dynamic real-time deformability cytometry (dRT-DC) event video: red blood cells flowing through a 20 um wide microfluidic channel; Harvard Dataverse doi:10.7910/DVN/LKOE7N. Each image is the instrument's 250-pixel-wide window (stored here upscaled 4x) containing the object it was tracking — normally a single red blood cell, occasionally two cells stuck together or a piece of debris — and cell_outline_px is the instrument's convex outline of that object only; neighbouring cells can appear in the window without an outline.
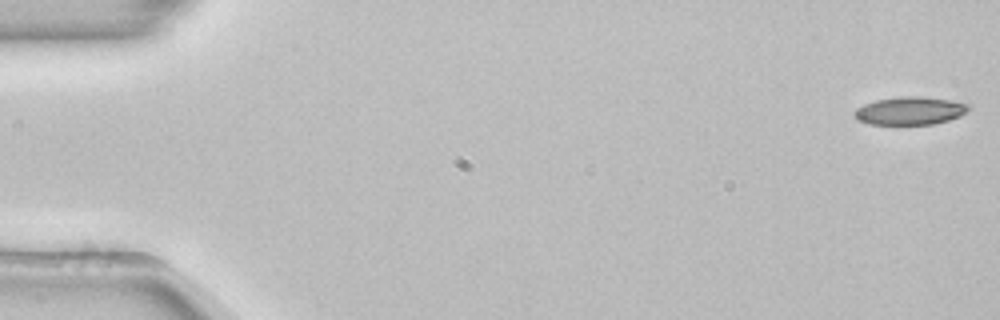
{"species": "common noctule bat (a hibernating species)", "species_latin": "Nyctalus noctula", "temperature_condition": "room temperature", "stored_images_in_passage": 53, "camera_frame_rate_fps": 3000, "um_per_image_px": 0.085, "animal": {"sex": "female", "body_mass_g": 22.7, "forearm_length_mm": 54.2}, "frame": {"image": 1, "passage_image": 1, "time_ms": 0.0, "image_size_px": [1000, 320], "cell_outline_px": [[972, 108], [960, 116], [948, 120], [932, 124], [868, 124], [856, 120], [852, 116], [852, 112], [856, 108], [864, 104], [876, 100], [900, 96], [920, 96], [952, 100], [968, 104]], "centroid_in_image_um": [77.31, 9.41], "position_along_channel_um": 7.7, "area_um2": 18.84}}
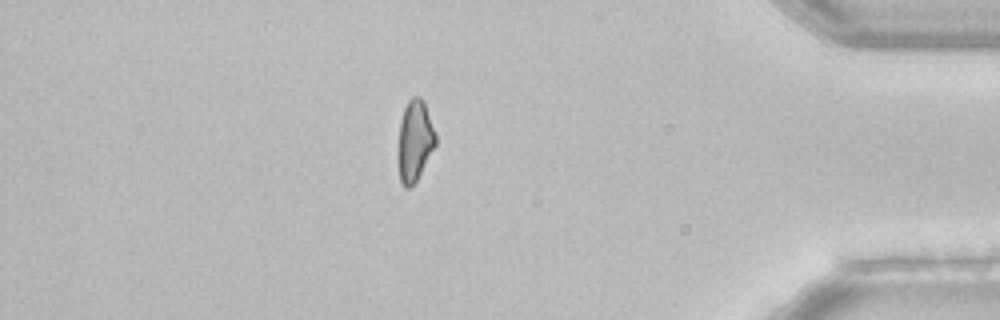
{"frame": {"image": 2, "passage_image": 46, "time_ms": 15.0, "image_size_px": [1000, 320], "cell_outline_px": [[436, 144], [416, 180], [408, 188], [404, 188], [400, 180], [396, 156], [400, 120], [404, 108], [408, 100], [412, 96], [420, 96], [424, 100], [436, 136]], "centroid_in_image_um": [35.21, 11.94], "position_along_channel_um": 400.0, "area_um2": 17.92}}
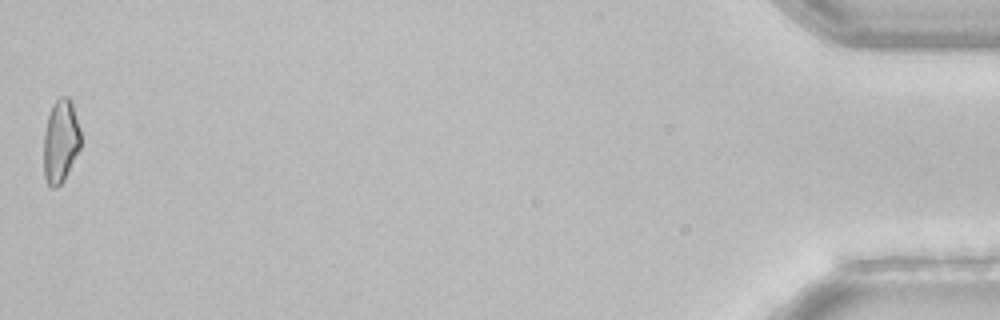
{"frame": {"image": 3, "passage_image": 53, "time_ms": 17.333, "image_size_px": [1000, 320], "cell_outline_px": [[80, 148], [64, 180], [56, 188], [52, 188], [48, 184], [44, 176], [44, 132], [48, 116], [52, 104], [60, 96], [68, 96], [72, 100], [80, 128]], "centroid_in_image_um": [5.16, 11.97], "position_along_channel_um": 430.0, "area_um2": 18.09}, "authors_computed_cell_mechanics": {"area_um2": 18.8428, "velocity_mm_per_s": 3.8919, "shape_relaxation_time_tau1_ms": null, "shape_relaxation_time_tau2_ms": 8.6322, "deformation_change_tau1": null, "deformation_change_tau2": 0.1774}}